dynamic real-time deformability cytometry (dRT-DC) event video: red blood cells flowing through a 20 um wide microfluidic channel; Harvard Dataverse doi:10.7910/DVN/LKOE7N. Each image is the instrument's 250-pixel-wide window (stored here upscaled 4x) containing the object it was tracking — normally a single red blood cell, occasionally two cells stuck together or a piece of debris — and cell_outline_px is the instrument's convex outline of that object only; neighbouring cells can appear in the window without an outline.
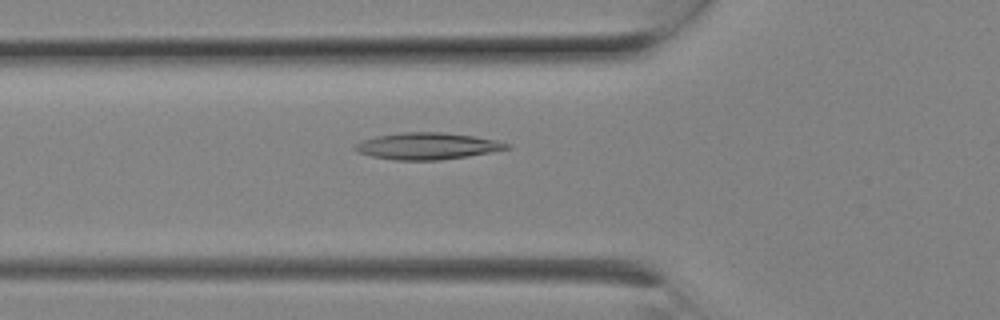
{"species": "Egyptian fruit bat (a non-hibernating species)", "species_latin": "Rousettus aegyptiacus", "temperature_condition": "room temperature", "stored_images_in_passage": 7, "camera_frame_rate_fps": 3000, "um_per_image_px": 0.085, "animal": {"sex": "female"}, "frame": {"image": 1, "passage_image": 7, "time_ms": 2.0, "image_size_px": [1000, 320], "cell_outline_px": [[512, 148], [492, 152], [468, 156], [440, 160], [396, 160], [372, 156], [360, 152], [352, 148], [360, 140], [376, 136], [404, 132], [440, 132], [472, 136], [492, 140], [508, 144]], "centroid_in_image_um": [36.29, 12.42], "position_along_channel_um": 89.5, "area_um2": 23.35}}